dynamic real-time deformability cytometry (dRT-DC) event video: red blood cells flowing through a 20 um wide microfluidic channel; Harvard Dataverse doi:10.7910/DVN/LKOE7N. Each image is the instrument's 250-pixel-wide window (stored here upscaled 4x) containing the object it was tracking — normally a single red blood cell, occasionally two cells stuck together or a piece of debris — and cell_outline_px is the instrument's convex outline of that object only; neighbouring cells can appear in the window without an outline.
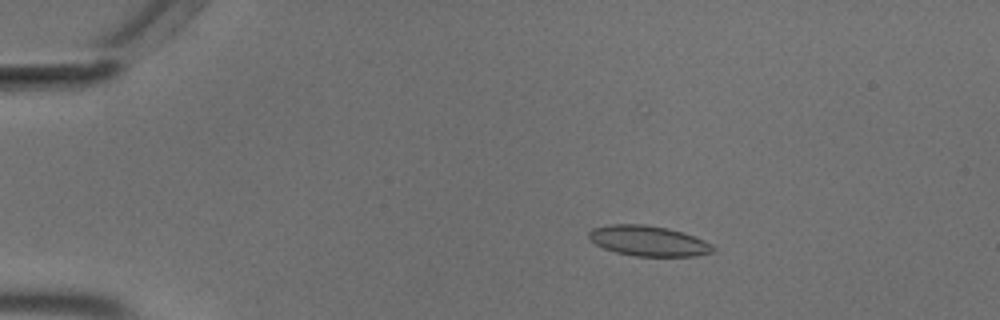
{"species": "common noctule bat (a hibernating species)", "species_latin": "Nyctalus noctula", "temperature_condition": "cold", "stored_images_in_passage": 56, "camera_frame_rate_fps": 3000, "um_per_image_px": 0.085, "animal": {"sex": "male", "body_mass_g": 18.8}, "frame": {"image": 1, "passage_image": 11, "time_ms": 3.333, "image_size_px": [1000, 320], "cell_outline_px": [[716, 248], [712, 252], [696, 256], [636, 256], [616, 252], [604, 248], [596, 244], [588, 236], [588, 232], [592, 228], [608, 224], [644, 224], [668, 228], [704, 240], [712, 244]], "centroid_in_image_um": [55.1, 20.47], "position_along_channel_um": 29.9, "area_um2": 21.85}}
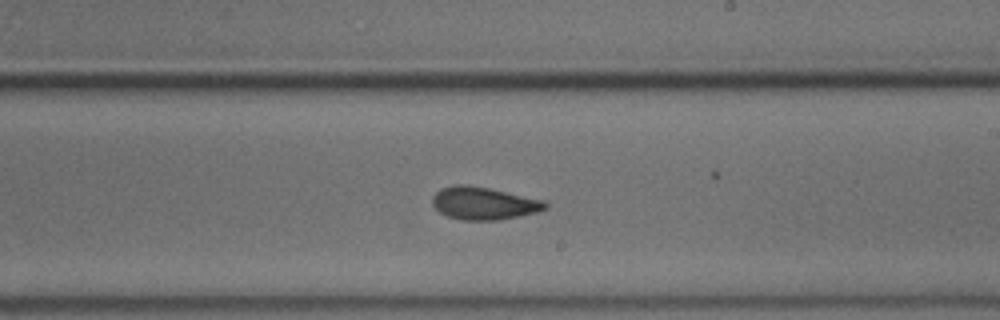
{"frame": {"image": 2, "passage_image": 34, "time_ms": 11.0, "image_size_px": [1000, 320], "cell_outline_px": [[548, 208], [536, 212], [520, 216], [496, 220], [460, 220], [448, 216], [440, 212], [432, 204], [432, 196], [440, 188], [456, 184], [464, 184], [488, 188], [544, 200], [548, 204]], "centroid_in_image_um": [41.1, 17.28], "position_along_channel_um": 247.9, "area_um2": 21.44}}
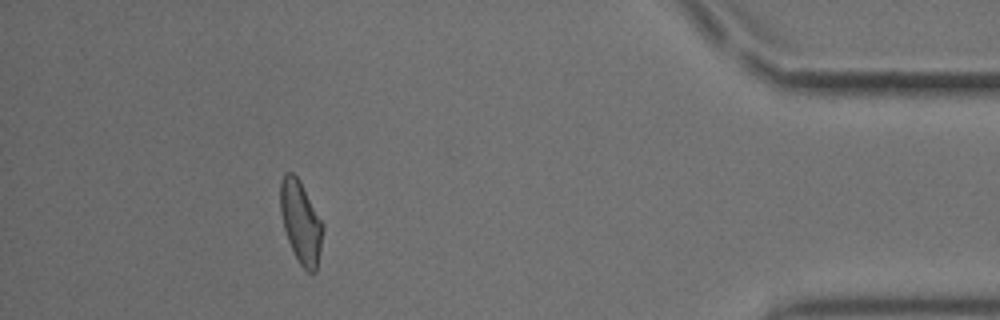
{"frame": {"image": 3, "passage_image": 51, "time_ms": 16.667, "image_size_px": [1000, 320], "cell_outline_px": [[324, 228], [316, 272], [308, 272], [300, 264], [288, 240], [284, 228], [280, 212], [280, 184], [284, 172], [292, 172], [300, 180], [324, 224]], "centroid_in_image_um": [25.57, 18.85], "position_along_channel_um": 409.6, "area_um2": 20.35}, "authors_computed_cell_mechanics": {"area_um2": 20.9236, "velocity_mm_per_s": 3.6762, "shape_relaxation_time_tau1_ms": 5.8515, "shape_relaxation_time_tau2_ms": 2.8255, "deformation_change_tau1": 0.1359, "deformation_change_tau2": 0.0655}}